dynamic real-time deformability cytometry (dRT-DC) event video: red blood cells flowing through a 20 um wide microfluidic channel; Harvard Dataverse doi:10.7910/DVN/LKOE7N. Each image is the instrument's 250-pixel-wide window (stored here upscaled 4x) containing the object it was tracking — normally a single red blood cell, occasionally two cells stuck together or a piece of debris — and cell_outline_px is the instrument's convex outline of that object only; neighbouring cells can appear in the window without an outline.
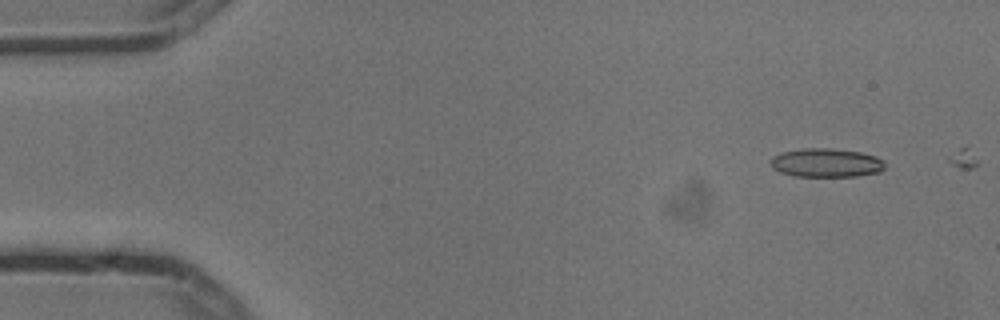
{"species": "common noctule bat (a hibernating species)", "species_latin": "Nyctalus noctula", "temperature_condition": "cold", "stored_images_in_passage": 5, "camera_frame_rate_fps": 3000, "um_per_image_px": 0.085, "animal": {"sex": "male", "body_mass_g": 13.3}, "frame": {"image": 1, "passage_image": 2, "time_ms": 0.333, "image_size_px": [1000, 320], "cell_outline_px": [[884, 168], [880, 172], [856, 176], [792, 176], [780, 172], [772, 168], [768, 160], [772, 156], [780, 152], [804, 148], [828, 148], [860, 152], [876, 156], [884, 164]], "centroid_in_image_um": [70.15, 13.83], "position_along_channel_um": 14.8, "area_um2": 19.25}}